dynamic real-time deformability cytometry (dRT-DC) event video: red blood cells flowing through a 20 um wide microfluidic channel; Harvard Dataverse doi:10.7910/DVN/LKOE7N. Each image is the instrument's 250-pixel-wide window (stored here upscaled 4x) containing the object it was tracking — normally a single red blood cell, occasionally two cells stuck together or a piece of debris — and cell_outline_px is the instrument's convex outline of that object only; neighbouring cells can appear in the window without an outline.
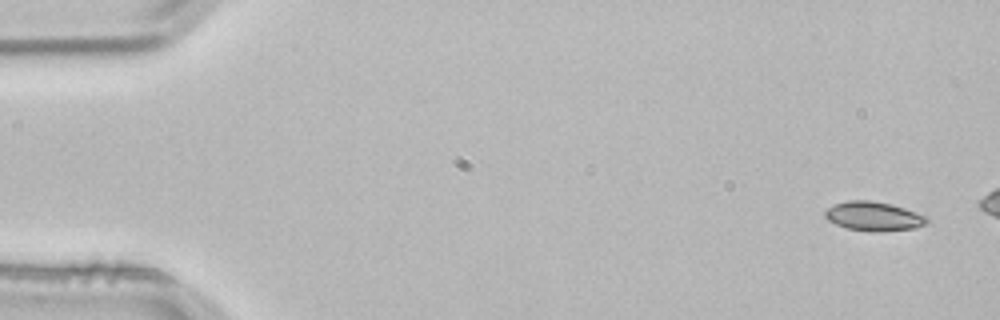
{"species": "common noctule bat (a hibernating species)", "species_latin": "Nyctalus noctula", "temperature_condition": "room temperature", "stored_images_in_passage": 3, "camera_frame_rate_fps": 3000, "um_per_image_px": 0.085, "animal": {"sex": "male", "body_mass_g": 21.5, "forearm_length_mm": 52.0}, "frame": {"image": 1, "passage_image": 1, "time_ms": 0.0, "image_size_px": [1000, 320], "cell_outline_px": [[928, 220], [924, 224], [916, 228], [884, 232], [872, 232], [848, 228], [836, 224], [828, 220], [824, 216], [824, 212], [828, 208], [836, 204], [848, 200], [872, 200], [892, 204], [928, 216]], "centroid_in_image_um": [74.28, 18.39], "position_along_channel_um": 10.7, "area_um2": 17.4}}